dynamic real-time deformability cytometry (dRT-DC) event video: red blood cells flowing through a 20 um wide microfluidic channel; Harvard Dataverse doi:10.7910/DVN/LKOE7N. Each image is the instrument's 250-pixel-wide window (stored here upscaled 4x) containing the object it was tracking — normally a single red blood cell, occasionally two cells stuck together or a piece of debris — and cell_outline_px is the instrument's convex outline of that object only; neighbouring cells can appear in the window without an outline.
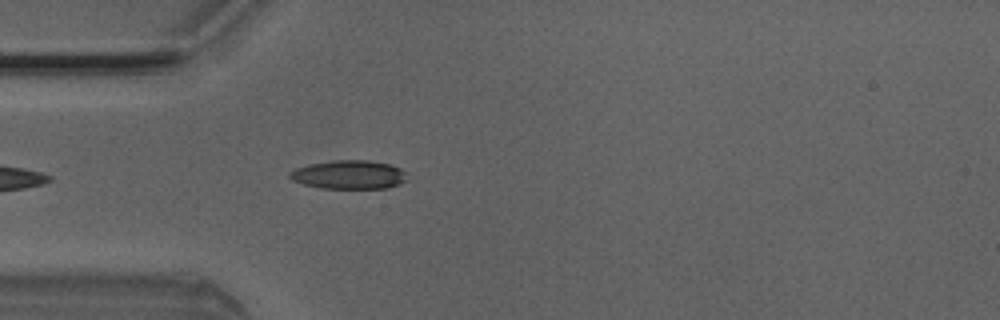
{"species": "Egyptian fruit bat (a non-hibernating species)", "species_latin": "Rousettus aegyptiacus", "temperature_condition": "room temperature", "stored_images_in_passage": 3, "camera_frame_rate_fps": 3000, "um_per_image_px": 0.085, "animal": {"sex": "male"}, "frame": {"image": 1, "passage_image": 3, "time_ms": 0.667, "image_size_px": [1000, 320], "cell_outline_px": [[408, 180], [400, 184], [388, 188], [320, 188], [304, 184], [292, 180], [288, 176], [288, 172], [296, 168], [308, 164], [332, 160], [368, 160], [388, 164], [400, 168], [408, 172]], "centroid_in_image_um": [29.69, 14.84], "position_along_channel_um": 55.3, "area_um2": 19.88}}